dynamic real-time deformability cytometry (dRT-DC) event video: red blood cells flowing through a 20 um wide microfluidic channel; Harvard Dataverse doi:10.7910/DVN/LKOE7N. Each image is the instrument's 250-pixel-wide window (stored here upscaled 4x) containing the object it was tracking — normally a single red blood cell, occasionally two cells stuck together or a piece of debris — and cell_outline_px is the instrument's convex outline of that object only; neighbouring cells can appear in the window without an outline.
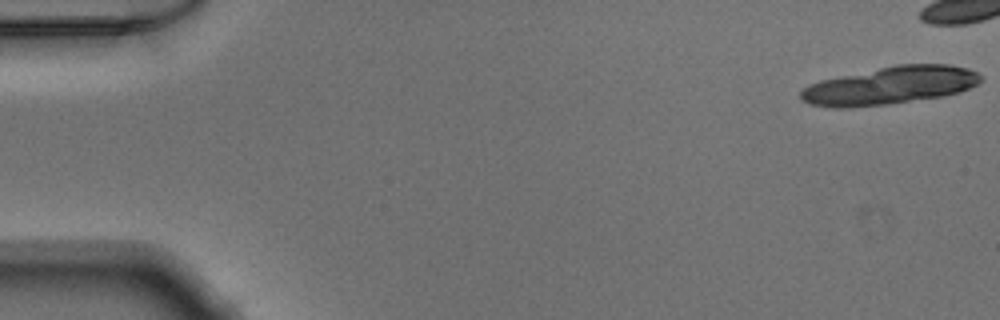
{"species": "Egyptian fruit bat (a non-hibernating species)", "species_latin": "Rousettus aegyptiacus", "temperature_condition": "warm", "stored_images_in_passage": 38, "camera_frame_rate_fps": 3000, "um_per_image_px": 0.085, "animal": {"sex": "male"}, "frame": {"image": 1, "passage_image": 1, "time_ms": 0.0, "image_size_px": [1000, 320], "cell_outline_px": [[984, 80], [960, 92], [944, 96], [888, 104], [852, 108], [832, 108], [808, 104], [800, 100], [800, 92], [808, 84], [820, 80], [896, 64], [948, 64], [968, 68], [984, 76]], "centroid_in_image_um": [75.64, 7.27], "position_along_channel_um": 9.4, "area_um2": 40.06}}